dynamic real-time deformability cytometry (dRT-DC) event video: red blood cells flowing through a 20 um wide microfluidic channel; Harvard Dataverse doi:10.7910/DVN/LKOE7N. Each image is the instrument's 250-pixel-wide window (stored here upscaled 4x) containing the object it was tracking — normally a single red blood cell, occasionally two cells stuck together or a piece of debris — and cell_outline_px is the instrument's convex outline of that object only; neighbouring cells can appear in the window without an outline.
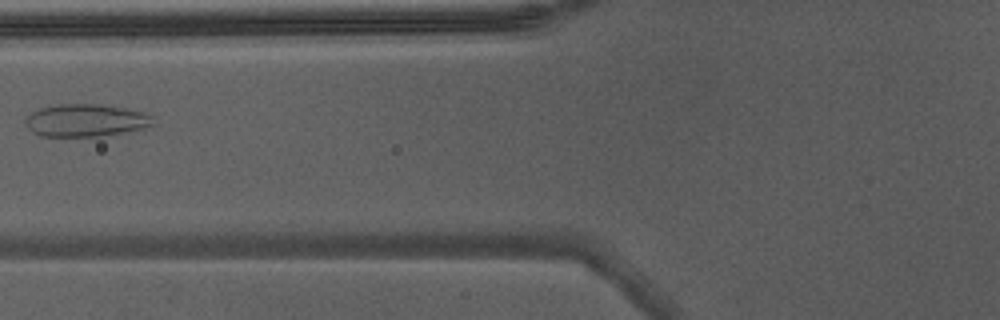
{"species": "Egyptian fruit bat (a non-hibernating species)", "species_latin": "Rousettus aegyptiacus", "temperature_condition": "warm", "stored_images_in_passage": 4, "camera_frame_rate_fps": 3000, "um_per_image_px": 0.085, "animal": {"sex": "male"}, "frame": {"image": 1, "passage_image": 4, "time_ms": 1.0, "image_size_px": [1000, 320], "cell_outline_px": [[152, 124], [144, 128], [100, 136], [40, 136], [32, 132], [24, 124], [24, 120], [32, 112], [40, 108], [56, 104], [96, 104], [144, 112], [152, 116]], "centroid_in_image_um": [7.22, 10.23], "position_along_channel_um": 118.6, "area_um2": 23.93}}